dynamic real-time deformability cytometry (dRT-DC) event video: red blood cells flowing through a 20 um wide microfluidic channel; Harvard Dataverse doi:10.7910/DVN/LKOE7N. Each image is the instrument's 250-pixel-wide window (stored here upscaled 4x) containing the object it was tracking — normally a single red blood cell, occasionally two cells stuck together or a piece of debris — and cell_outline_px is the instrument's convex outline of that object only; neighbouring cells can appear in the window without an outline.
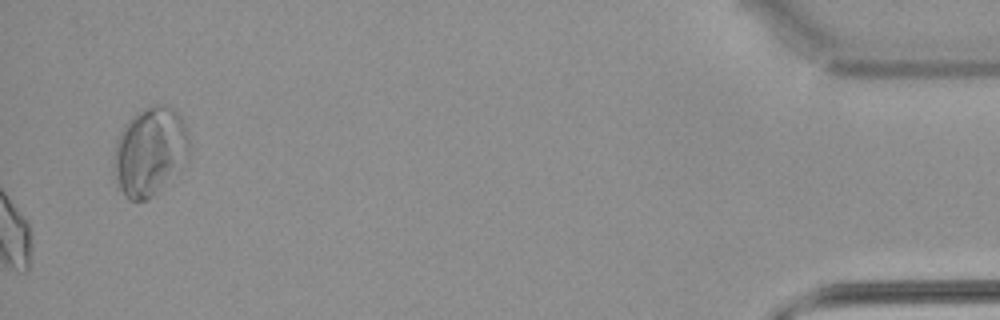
{"species": "common noctule bat (a hibernating species)", "species_latin": "Nyctalus noctula", "temperature_condition": "warm", "stored_images_in_passage": 55, "camera_frame_rate_fps": 3000, "um_per_image_px": 0.085, "animal": {"sex": "male", "body_mass_g": 21.5, "forearm_length_mm": 52.0}, "frame": {"image": 1, "passage_image": 55, "time_ms": 18.0, "image_size_px": [1000, 320], "cell_outline_px": [[188, 160], [148, 200], [128, 200], [124, 196], [116, 184], [112, 168], [116, 140], [124, 124], [132, 116], [144, 108], [152, 104], [168, 104], [176, 108], [188, 132]], "centroid_in_image_um": [12.72, 12.85], "position_along_channel_um": 422.5, "area_um2": 39.3}, "authors_computed_cell_mechanics": {"area_um2": 20.519, "velocity_mm_per_s": 3.9018, "shape_relaxation_time_tau1_ms": null, "shape_relaxation_time_tau2_ms": 4.6508, "deformation_change_tau1": null, "deformation_change_tau2": 0.1194}}